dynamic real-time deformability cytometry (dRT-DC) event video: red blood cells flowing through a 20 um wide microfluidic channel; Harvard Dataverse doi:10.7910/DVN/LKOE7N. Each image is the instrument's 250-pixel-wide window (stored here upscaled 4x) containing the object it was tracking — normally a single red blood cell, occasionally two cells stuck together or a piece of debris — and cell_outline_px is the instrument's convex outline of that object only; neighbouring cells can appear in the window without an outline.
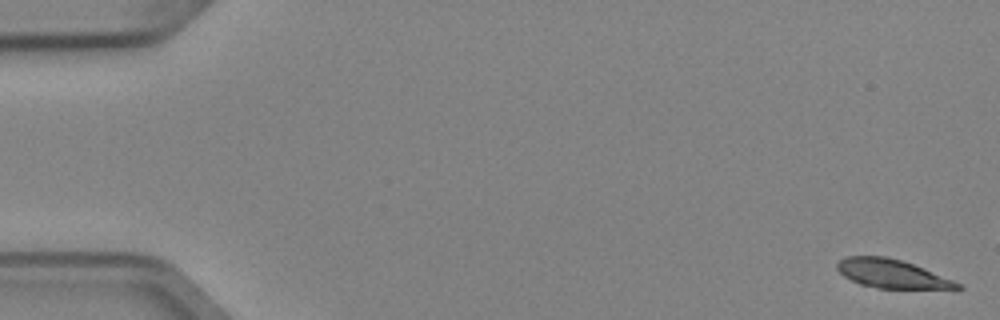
{"species": "Egyptian fruit bat (a non-hibernating species)", "species_latin": "Rousettus aegyptiacus", "temperature_condition": "cold", "stored_images_in_passage": 14, "camera_frame_rate_fps": 3000, "um_per_image_px": 0.085, "animal": {"sex": "female"}, "frame": {"image": 1, "passage_image": 1, "time_ms": 0.0, "image_size_px": [1000, 320], "cell_outline_px": [[964, 288], [960, 292], [876, 288], [860, 284], [844, 276], [836, 268], [836, 264], [844, 256], [884, 256], [900, 260], [924, 268], [952, 280], [960, 284]], "centroid_in_image_um": [75.95, 23.33], "position_along_channel_um": 9.0, "area_um2": 20.92}}